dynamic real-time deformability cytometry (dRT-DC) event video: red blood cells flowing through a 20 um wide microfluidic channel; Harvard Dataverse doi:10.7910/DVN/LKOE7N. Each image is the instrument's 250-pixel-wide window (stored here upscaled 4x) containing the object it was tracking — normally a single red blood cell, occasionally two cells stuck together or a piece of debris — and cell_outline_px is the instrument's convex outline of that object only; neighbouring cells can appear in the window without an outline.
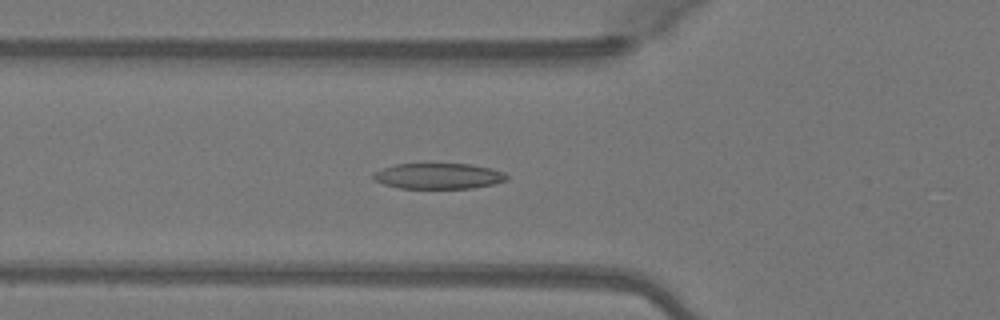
{"species": "Egyptian fruit bat (a non-hibernating species)", "species_latin": "Rousettus aegyptiacus", "temperature_condition": "warm", "stored_images_in_passage": 36, "camera_frame_rate_fps": 3000, "um_per_image_px": 0.085, "animal": {"sex": "female"}, "frame": {"image": 1, "passage_image": 9, "time_ms": 2.667, "image_size_px": [1000, 320], "cell_outline_px": [[508, 180], [492, 184], [472, 188], [400, 188], [384, 184], [372, 180], [372, 172], [380, 168], [396, 164], [472, 164], [492, 168], [504, 172], [508, 176]], "centroid_in_image_um": [37.24, 14.96], "position_along_channel_um": 88.6, "area_um2": 20.17}}
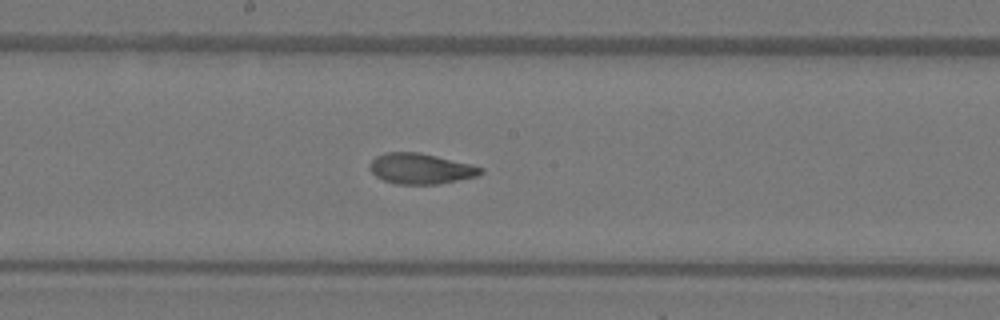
{"frame": {"image": 2, "passage_image": 18, "time_ms": 5.667, "image_size_px": [1000, 320], "cell_outline_px": [[484, 172], [476, 176], [436, 184], [396, 184], [384, 180], [376, 176], [368, 168], [368, 164], [376, 156], [384, 152], [420, 152], [472, 164], [484, 168]], "centroid_in_image_um": [35.74, 14.32], "position_along_channel_um": 212.5, "area_um2": 19.83}}
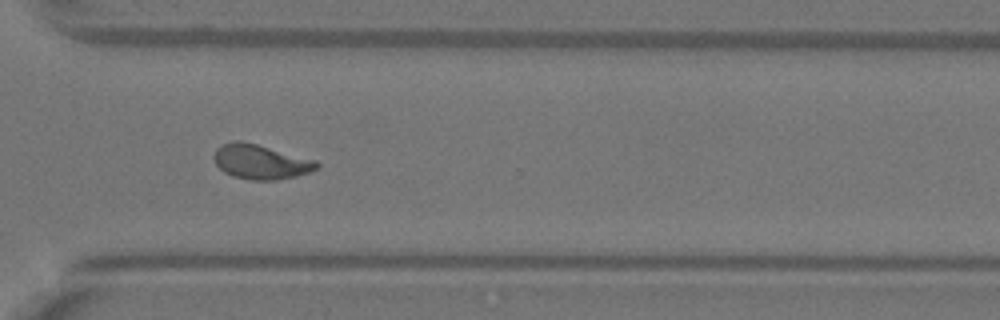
{"frame": {"image": 3, "passage_image": 28, "time_ms": 9.0, "image_size_px": [1000, 320], "cell_outline_px": [[320, 164], [316, 168], [308, 172], [296, 176], [276, 180], [252, 180], [232, 176], [224, 172], [216, 164], [212, 156], [216, 148], [220, 144], [236, 140], [240, 140], [256, 144], [316, 160]], "centroid_in_image_um": [22.11, 13.75], "position_along_channel_um": 348.5, "area_um2": 20.69}}